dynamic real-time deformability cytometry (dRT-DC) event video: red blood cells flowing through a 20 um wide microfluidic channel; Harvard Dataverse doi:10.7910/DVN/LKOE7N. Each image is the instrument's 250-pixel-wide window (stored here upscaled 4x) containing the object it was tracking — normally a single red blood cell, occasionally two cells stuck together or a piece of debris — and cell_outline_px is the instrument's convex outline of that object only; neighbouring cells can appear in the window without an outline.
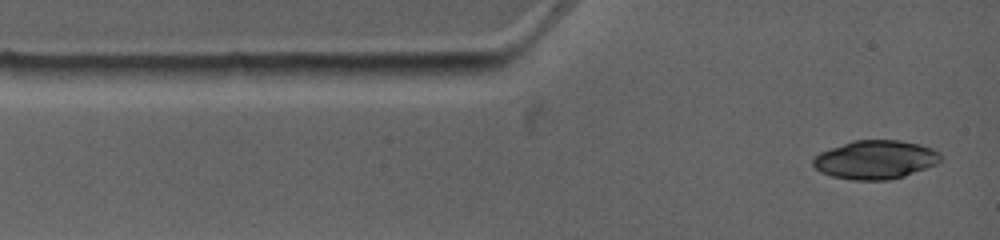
{"species": "common noctule bat (a hibernating species)", "species_latin": "Nyctalus noctula", "temperature_condition": "warm", "stored_images_in_passage": 2, "camera_frame_rate_fps": 4500, "um_per_image_px": 0.085, "animal": {"sex": "female", "body_mass_g": 19.0, "forearm_length_mm": 53.3}, "frame": {"image": 1, "passage_image": 1, "time_ms": 0.0, "image_size_px": [1000, 240], "cell_outline_px": [[940, 160], [936, 164], [904, 176], [888, 180], [852, 180], [832, 176], [820, 172], [812, 164], [812, 160], [820, 152], [852, 140], [900, 140], [920, 144], [932, 148], [940, 152]], "centroid_in_image_um": [74.4, 13.57], "position_along_channel_um": 10.6, "area_um2": 28.73}}